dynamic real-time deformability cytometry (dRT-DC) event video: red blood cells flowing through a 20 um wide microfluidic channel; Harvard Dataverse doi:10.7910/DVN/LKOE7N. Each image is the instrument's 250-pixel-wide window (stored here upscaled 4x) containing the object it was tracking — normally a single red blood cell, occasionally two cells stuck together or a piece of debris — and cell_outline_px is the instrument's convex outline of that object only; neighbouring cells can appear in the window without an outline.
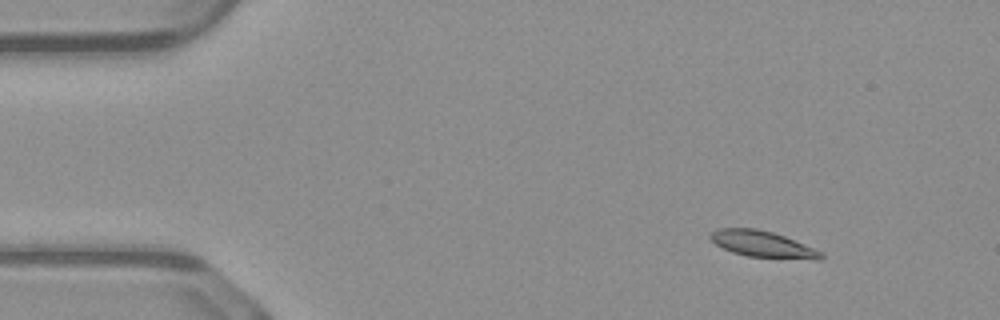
{"species": "common noctule bat (a hibernating species)", "species_latin": "Nyctalus noctula", "temperature_condition": "warm", "stored_images_in_passage": 43, "camera_frame_rate_fps": 3000, "um_per_image_px": 0.085, "animal": {"sex": "male", "body_mass_g": 23.1, "forearm_length_mm": 52.7}, "frame": {"image": 1, "passage_image": 1, "time_ms": 0.0, "image_size_px": [1000, 320], "cell_outline_px": [[824, 256], [820, 260], [816, 260], [748, 256], [732, 252], [716, 244], [708, 236], [712, 232], [720, 228], [756, 228], [772, 232], [784, 236], [824, 252]], "centroid_in_image_um": [64.86, 20.76], "position_along_channel_um": 20.1, "area_um2": 16.88}}
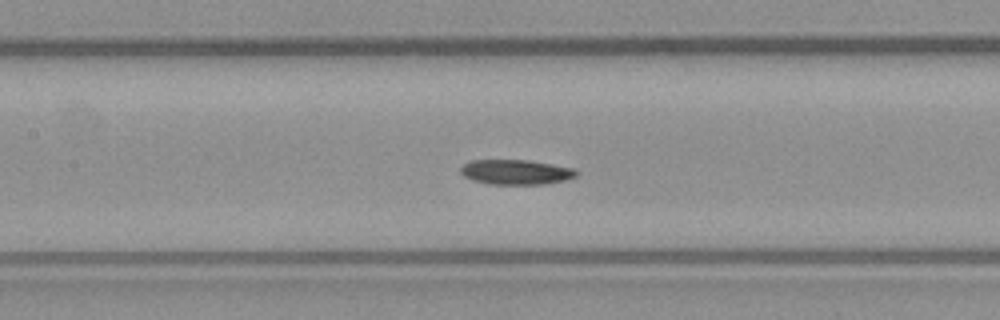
{"frame": {"image": 2, "passage_image": 18, "time_ms": 5.667, "image_size_px": [1000, 320], "cell_outline_px": [[580, 172], [576, 176], [564, 180], [544, 184], [488, 184], [472, 180], [464, 176], [460, 172], [460, 168], [464, 164], [472, 160], [528, 160], [572, 168]], "centroid_in_image_um": [43.83, 14.63], "position_along_channel_um": 163.6, "area_um2": 16.7}}
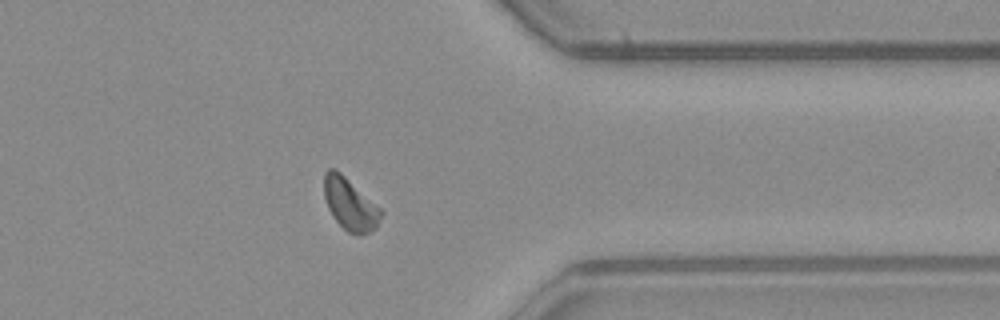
{"frame": {"image": 3, "passage_image": 35, "time_ms": 11.333, "image_size_px": [1000, 320], "cell_outline_px": [[384, 212], [376, 228], [360, 236], [356, 236], [348, 232], [332, 216], [328, 208], [324, 196], [324, 172], [328, 168], [336, 168], [380, 208]], "centroid_in_image_um": [29.74, 17.36], "position_along_channel_um": 381.7, "area_um2": 17.28}, "authors_computed_cell_mechanics": {"area_um2": 16.9354, "velocity_mm_per_s": 4.0696, "shape_relaxation_time_tau1_ms": 5.5085, "shape_relaxation_time_tau2_ms": null, "deformation_change_tau1": 0.1742, "deformation_change_tau2": null}}